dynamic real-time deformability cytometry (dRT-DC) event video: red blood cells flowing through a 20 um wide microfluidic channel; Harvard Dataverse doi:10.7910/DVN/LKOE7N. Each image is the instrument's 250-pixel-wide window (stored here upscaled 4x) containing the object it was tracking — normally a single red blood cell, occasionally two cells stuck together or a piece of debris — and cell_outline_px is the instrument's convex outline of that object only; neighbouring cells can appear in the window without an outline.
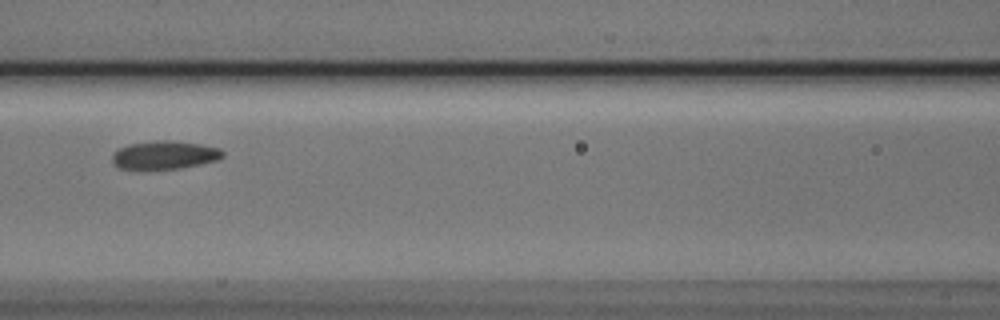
{"species": "Egyptian fruit bat (a non-hibernating species)", "species_latin": "Rousettus aegyptiacus", "temperature_condition": "cold", "stored_images_in_passage": 5, "camera_frame_rate_fps": 3000, "um_per_image_px": 0.085, "animal": {"sex": "male"}, "frame": {"image": 1, "passage_image": 4, "time_ms": 1.0, "image_size_px": [1000, 320], "cell_outline_px": [[224, 156], [216, 160], [200, 164], [180, 168], [120, 168], [112, 164], [112, 152], [128, 144], [160, 140], [168, 140], [200, 144], [220, 148], [224, 152]], "centroid_in_image_um": [13.98, 13.16], "position_along_channel_um": 152.6, "area_um2": 17.98}}
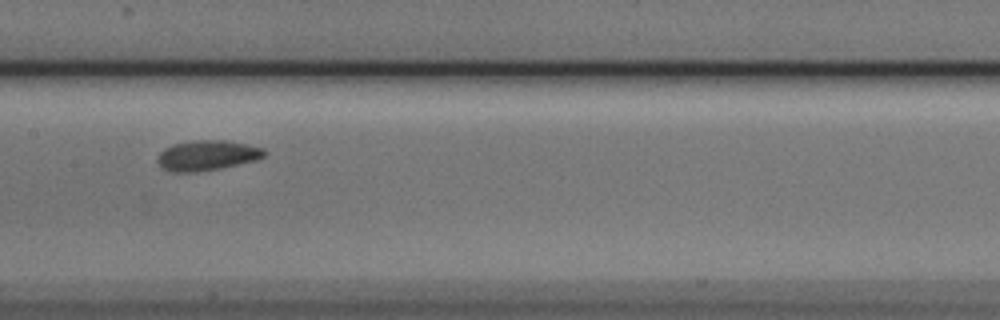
{"frame": {"image": 2, "passage_image": 5, "time_ms": 1.333, "image_size_px": [1000, 320], "cell_outline_px": [[268, 152], [264, 156], [256, 160], [220, 168], [196, 172], [172, 172], [164, 168], [156, 160], [156, 156], [164, 148], [172, 144], [196, 140], [224, 140], [248, 144], [264, 148]], "centroid_in_image_um": [17.61, 13.2], "position_along_channel_um": 189.8, "area_um2": 18.84}}